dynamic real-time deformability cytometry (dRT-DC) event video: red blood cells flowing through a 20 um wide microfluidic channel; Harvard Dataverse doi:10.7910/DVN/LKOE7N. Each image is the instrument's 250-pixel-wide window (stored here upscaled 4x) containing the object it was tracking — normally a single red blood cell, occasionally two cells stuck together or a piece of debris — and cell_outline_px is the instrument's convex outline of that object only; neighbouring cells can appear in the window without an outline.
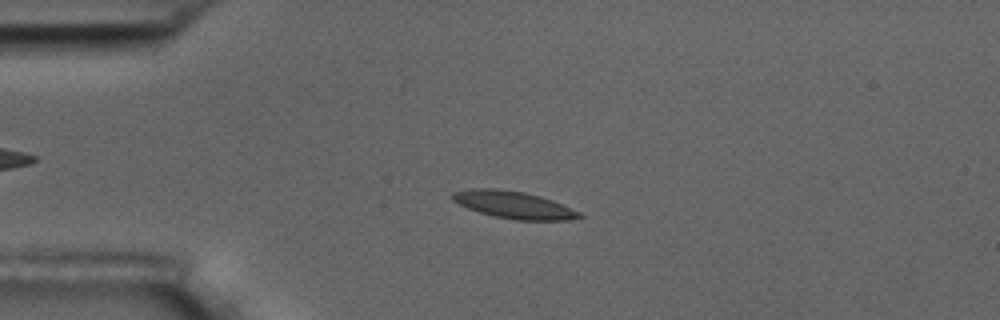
{"species": "common noctule bat (a hibernating species)", "species_latin": "Nyctalus noctula", "temperature_condition": "room temperature", "stored_images_in_passage": 6, "camera_frame_rate_fps": 3000, "um_per_image_px": 0.085, "animal": {"sex": "male", "body_mass_g": 17.5, "forearm_length_mm": 52.3}, "frame": {"image": 1, "passage_image": 4, "time_ms": 3.333, "image_size_px": [1000, 320], "cell_outline_px": [[584, 216], [568, 220], [516, 220], [492, 216], [468, 208], [452, 200], [452, 192], [472, 188], [496, 188], [524, 192], [540, 196], [552, 200], [580, 212]], "centroid_in_image_um": [43.65, 17.41], "position_along_channel_um": 41.3, "area_um2": 20.06}}